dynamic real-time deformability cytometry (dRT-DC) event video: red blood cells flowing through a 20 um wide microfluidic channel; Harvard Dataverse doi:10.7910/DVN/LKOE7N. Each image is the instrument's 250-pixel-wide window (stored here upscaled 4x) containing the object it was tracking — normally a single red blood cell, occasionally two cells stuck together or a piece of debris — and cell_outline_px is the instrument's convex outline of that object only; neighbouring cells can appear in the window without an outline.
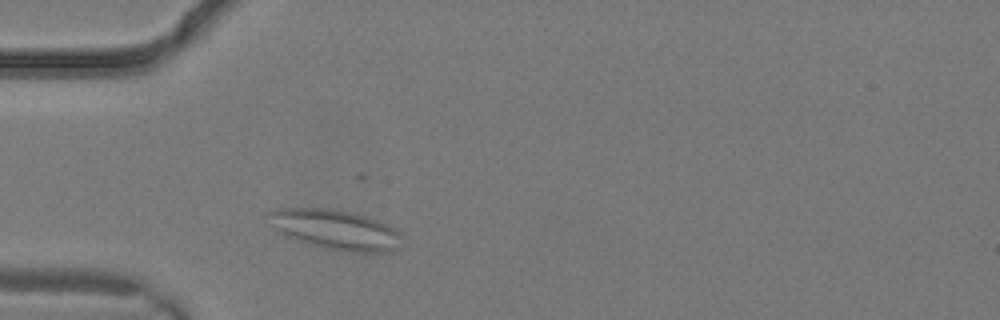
{"species": "common noctule bat (a hibernating species)", "species_latin": "Nyctalus noctula", "temperature_condition": "warm", "stored_images_in_passage": 2, "camera_frame_rate_fps": 3000, "um_per_image_px": 0.085, "animal": {"sex": "male", "body_mass_g": 19.2, "forearm_length_mm": 51.8}, "frame": {"image": 1, "passage_image": 2, "time_ms": 0.333, "image_size_px": [1000, 320], "cell_outline_px": [[400, 248], [392, 252], [352, 252], [328, 248], [308, 244], [296, 240], [280, 232], [276, 228], [268, 212], [276, 208], [328, 208], [368, 216], [380, 220], [396, 228], [400, 236]], "centroid_in_image_um": [28.6, 19.52], "position_along_channel_um": 56.4, "area_um2": 30.75}}